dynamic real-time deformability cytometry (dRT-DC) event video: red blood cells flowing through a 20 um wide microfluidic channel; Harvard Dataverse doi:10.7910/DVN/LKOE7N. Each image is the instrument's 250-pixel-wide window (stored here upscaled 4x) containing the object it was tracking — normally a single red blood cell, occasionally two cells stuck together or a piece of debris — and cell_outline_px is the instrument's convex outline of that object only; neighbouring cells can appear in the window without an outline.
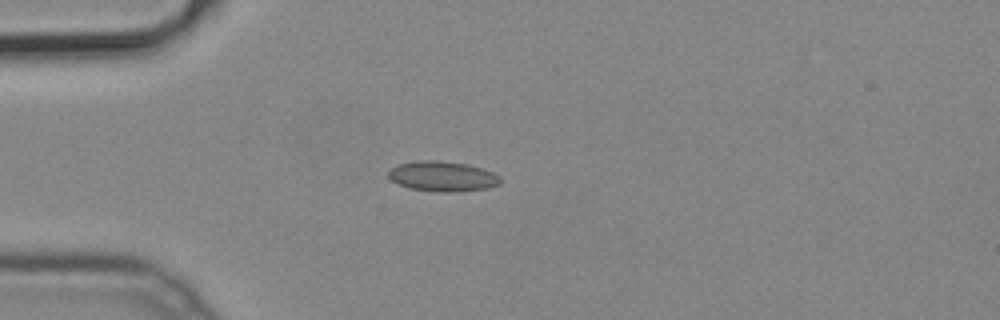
{"species": "common noctule bat (a hibernating species)", "species_latin": "Nyctalus noctula", "temperature_condition": "cold", "stored_images_in_passage": 39, "camera_frame_rate_fps": 3000, "um_per_image_px": 0.085, "animal": {"sex": "male", "body_mass_g": 19.2, "forearm_length_mm": 51.8}, "frame": {"image": 1, "passage_image": 1, "time_ms": 0.0, "image_size_px": [1000, 320], "cell_outline_px": [[500, 184], [488, 188], [452, 192], [440, 192], [408, 188], [392, 180], [388, 176], [388, 172], [392, 168], [400, 164], [416, 160], [436, 160], [464, 164], [480, 168], [492, 172], [500, 176]], "centroid_in_image_um": [37.61, 14.99], "position_along_channel_um": 47.4, "area_um2": 19.42}}
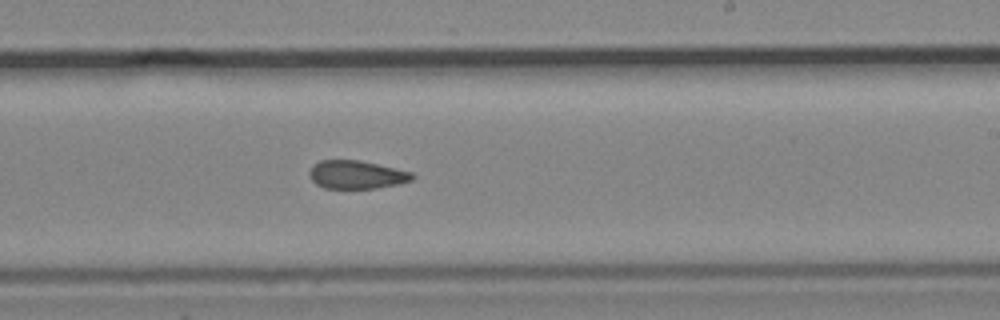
{"frame": {"image": 2, "passage_image": 18, "time_ms": 5.667, "image_size_px": [1000, 320], "cell_outline_px": [[416, 176], [412, 180], [400, 184], [376, 188], [324, 188], [316, 184], [308, 176], [308, 172], [312, 164], [320, 160], [360, 160], [412, 172]], "centroid_in_image_um": [30.29, 14.84], "position_along_channel_um": 258.7, "area_um2": 17.11}}
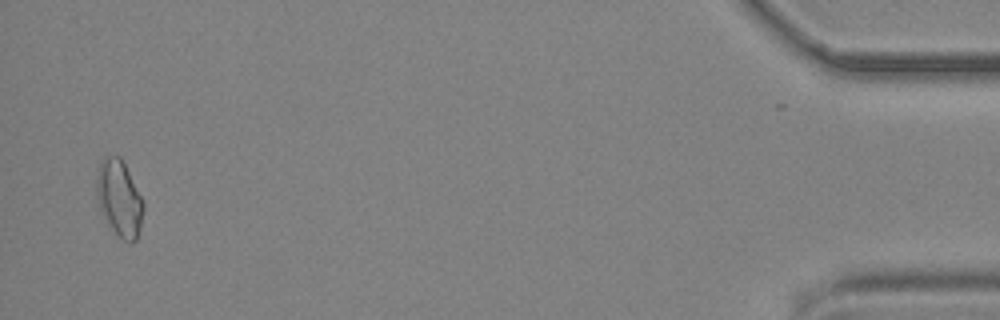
{"frame": {"image": 3, "passage_image": 37, "time_ms": 12.0, "image_size_px": [1000, 320], "cell_outline_px": [[144, 208], [140, 228], [136, 240], [132, 244], [124, 240], [104, 220], [100, 212], [96, 196], [96, 176], [100, 160], [104, 156], [120, 156], [144, 204]], "centroid_in_image_um": [10.1, 16.86], "position_along_channel_um": 425.1, "area_um2": 20.75}}